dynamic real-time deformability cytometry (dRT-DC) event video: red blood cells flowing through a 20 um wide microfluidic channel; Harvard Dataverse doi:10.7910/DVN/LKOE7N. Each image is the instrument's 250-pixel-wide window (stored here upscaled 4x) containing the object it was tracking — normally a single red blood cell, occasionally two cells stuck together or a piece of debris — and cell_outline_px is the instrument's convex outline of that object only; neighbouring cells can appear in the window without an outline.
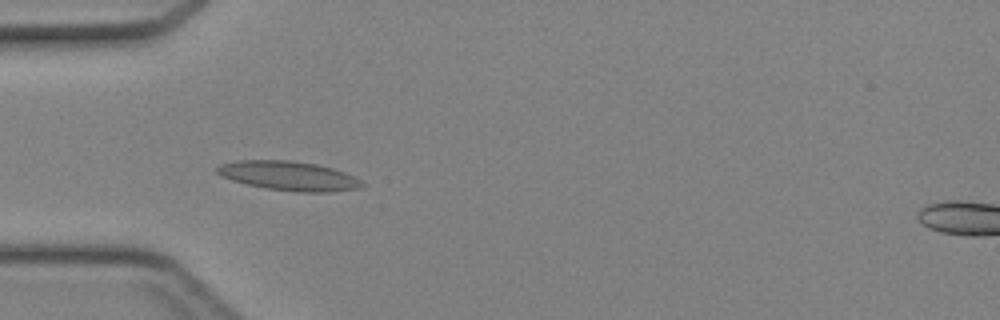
{"species": "Egyptian fruit bat (a non-hibernating species)", "species_latin": "Rousettus aegyptiacus", "temperature_condition": "cold", "stored_images_in_passage": 45, "camera_frame_rate_fps": 3000, "um_per_image_px": 0.085, "animal": {"sex": "female"}, "frame": {"image": 1, "passage_image": 14, "time_ms": 4.333, "image_size_px": [1000, 320], "cell_outline_px": [[368, 184], [360, 188], [332, 192], [296, 192], [268, 188], [248, 184], [232, 180], [220, 176], [216, 172], [216, 168], [220, 164], [236, 160], [292, 160], [316, 164], [332, 168], [344, 172]], "centroid_in_image_um": [24.56, 14.94], "position_along_channel_um": 60.4, "area_um2": 24.8}}
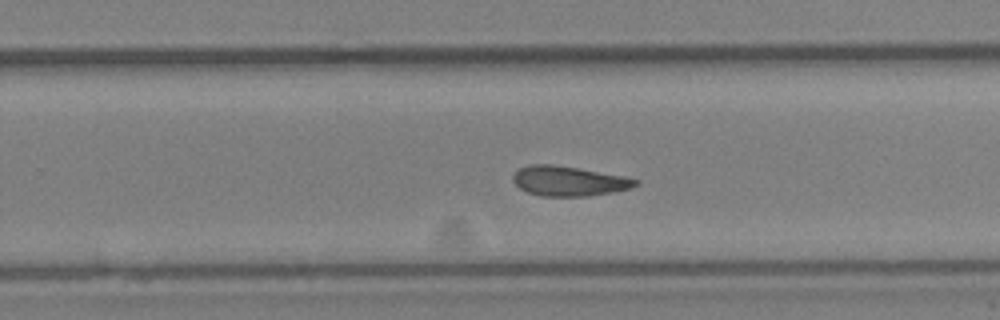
{"frame": {"image": 2, "passage_image": 29, "time_ms": 9.333, "image_size_px": [1000, 320], "cell_outline_px": [[640, 184], [628, 188], [612, 192], [588, 196], [540, 196], [528, 192], [520, 188], [512, 180], [512, 176], [520, 168], [528, 164], [552, 164], [580, 168], [624, 176], [640, 180]], "centroid_in_image_um": [48.35, 15.38], "position_along_channel_um": 281.5, "area_um2": 21.33}}
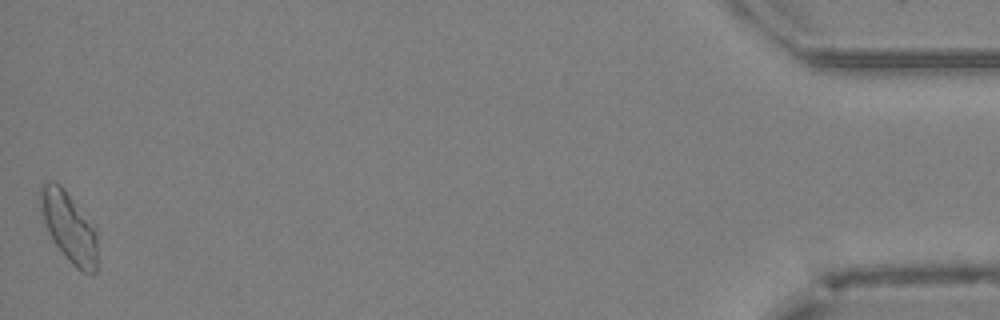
{"frame": {"image": 3, "passage_image": 45, "time_ms": 14.667, "image_size_px": [1000, 320], "cell_outline_px": [[96, 272], [84, 272], [76, 268], [64, 256], [52, 240], [48, 232], [40, 208], [40, 184], [52, 180], [60, 184], [64, 188], [96, 228]], "centroid_in_image_um": [5.84, 19.26], "position_along_channel_um": 429.4, "area_um2": 23.18}}